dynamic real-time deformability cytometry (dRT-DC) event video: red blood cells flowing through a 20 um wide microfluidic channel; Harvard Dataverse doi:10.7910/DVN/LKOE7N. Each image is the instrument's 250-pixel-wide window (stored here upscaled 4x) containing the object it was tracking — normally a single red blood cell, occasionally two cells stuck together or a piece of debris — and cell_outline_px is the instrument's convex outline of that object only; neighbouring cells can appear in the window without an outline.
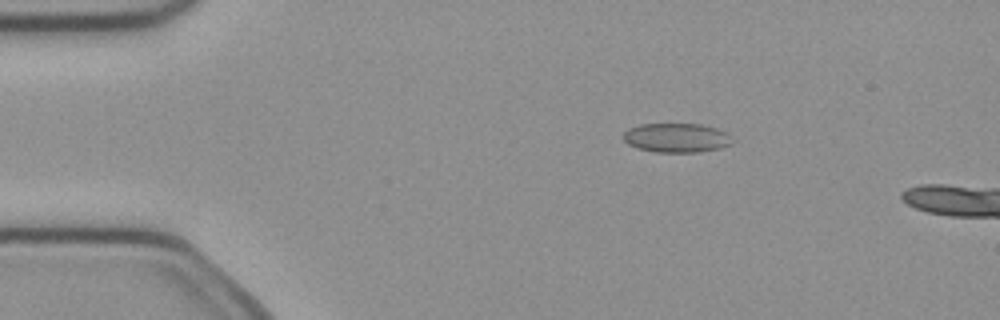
{"species": "common noctule bat (a hibernating species)", "species_latin": "Nyctalus noctula", "temperature_condition": "cold", "stored_images_in_passage": 4, "camera_frame_rate_fps": 3000, "um_per_image_px": 0.085, "animal": {"sex": "female", "body_mass_g": 21.9}, "frame": {"image": 1, "passage_image": 2, "time_ms": 0.333, "image_size_px": [1000, 320], "cell_outline_px": [[736, 140], [732, 144], [720, 148], [696, 152], [656, 152], [640, 148], [628, 144], [624, 140], [624, 132], [628, 128], [640, 124], [700, 124], [716, 128], [728, 132]], "centroid_in_image_um": [57.57, 11.7], "position_along_channel_um": 27.4, "area_um2": 18.67}}